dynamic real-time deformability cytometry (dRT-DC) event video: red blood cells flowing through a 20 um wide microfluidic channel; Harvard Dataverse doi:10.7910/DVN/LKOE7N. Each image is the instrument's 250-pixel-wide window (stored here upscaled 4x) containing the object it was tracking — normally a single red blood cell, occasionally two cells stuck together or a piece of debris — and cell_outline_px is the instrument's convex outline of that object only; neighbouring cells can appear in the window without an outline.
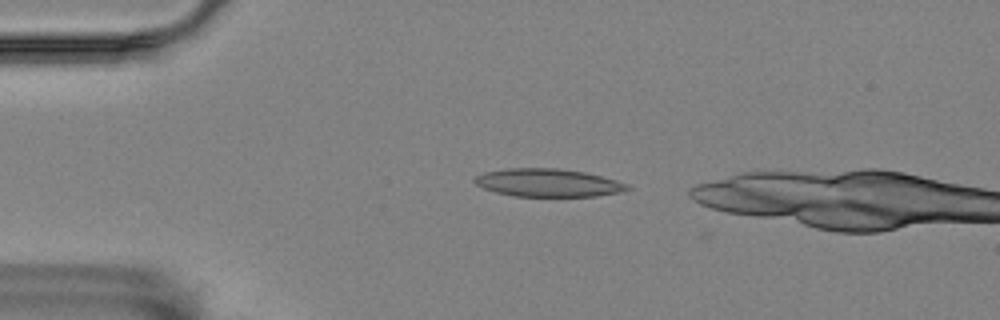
{"species": "Egyptian fruit bat (a non-hibernating species)", "species_latin": "Rousettus aegyptiacus", "temperature_condition": "room temperature", "stored_images_in_passage": 8, "camera_frame_rate_fps": 3000, "um_per_image_px": 0.085, "animal": {"sex": "female"}, "frame": {"image": 1, "passage_image": 4, "time_ms": 1.0, "image_size_px": [1000, 320], "cell_outline_px": [[632, 188], [620, 192], [596, 196], [512, 196], [496, 192], [484, 188], [476, 184], [472, 180], [476, 176], [484, 172], [508, 168], [556, 168], [584, 172], [616, 180], [628, 184]], "centroid_in_image_um": [46.57, 15.53], "position_along_channel_um": 38.4, "area_um2": 24.8}}